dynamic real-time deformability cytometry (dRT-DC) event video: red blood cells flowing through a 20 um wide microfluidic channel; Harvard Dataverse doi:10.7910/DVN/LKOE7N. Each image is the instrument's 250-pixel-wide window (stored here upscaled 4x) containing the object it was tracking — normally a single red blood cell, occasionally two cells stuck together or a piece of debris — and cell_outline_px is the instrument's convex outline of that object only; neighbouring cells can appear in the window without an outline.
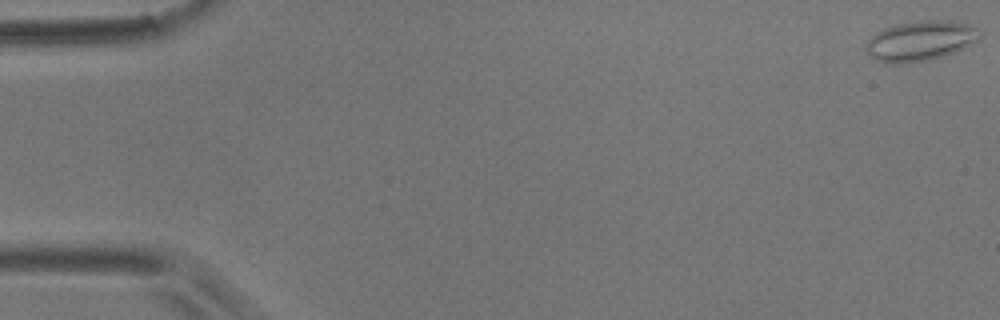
{"species": "common noctule bat (a hibernating species)", "species_latin": "Nyctalus noctula", "temperature_condition": "room temperature", "stored_images_in_passage": 6, "camera_frame_rate_fps": 3000, "um_per_image_px": 0.085, "animal": {"sex": "male", "body_mass_g": 17.9}, "frame": {"image": 1, "passage_image": 1, "time_ms": 0.0, "image_size_px": [1000, 320], "cell_outline_px": [[980, 36], [976, 40], [964, 48], [956, 52], [944, 56], [928, 60], [900, 64], [884, 64], [876, 60], [864, 48], [864, 44], [876, 32], [884, 28], [896, 24], [920, 20], [948, 20], [968, 24], [976, 28], [980, 32]], "centroid_in_image_um": [78.2, 3.48], "position_along_channel_um": 6.8, "area_um2": 26.7}}